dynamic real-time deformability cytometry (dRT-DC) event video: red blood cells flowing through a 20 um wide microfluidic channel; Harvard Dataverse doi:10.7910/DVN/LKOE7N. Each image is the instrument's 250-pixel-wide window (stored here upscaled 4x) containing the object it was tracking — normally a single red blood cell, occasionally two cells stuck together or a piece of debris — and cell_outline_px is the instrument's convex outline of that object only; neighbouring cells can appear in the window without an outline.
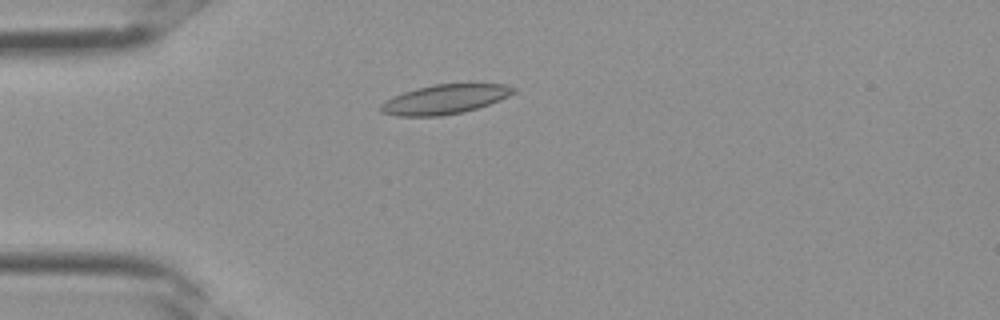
{"species": "Egyptian fruit bat (a non-hibernating species)", "species_latin": "Rousettus aegyptiacus", "temperature_condition": "room temperature", "stored_images_in_passage": 2, "camera_frame_rate_fps": 3000, "um_per_image_px": 0.085, "frame": {"image": 1, "passage_image": 2, "time_ms": 0.333, "image_size_px": [1000, 320], "cell_outline_px": [[516, 92], [500, 100], [464, 112], [440, 116], [396, 116], [380, 112], [380, 104], [384, 100], [392, 96], [416, 88], [436, 84], [504, 84], [516, 88]], "centroid_in_image_um": [37.77, 8.44], "position_along_channel_um": 47.2, "area_um2": 22.77}}